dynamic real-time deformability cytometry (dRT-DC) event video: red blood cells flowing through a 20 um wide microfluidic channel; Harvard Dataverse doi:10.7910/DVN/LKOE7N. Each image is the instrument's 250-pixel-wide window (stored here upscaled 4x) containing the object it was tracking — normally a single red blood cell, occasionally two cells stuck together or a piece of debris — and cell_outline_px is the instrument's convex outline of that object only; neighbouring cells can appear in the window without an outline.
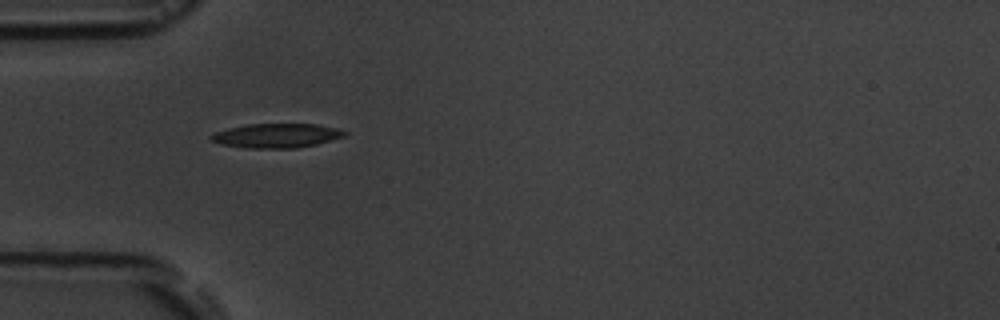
{"species": "common noctule bat (a hibernating species)", "species_latin": "Nyctalus noctula", "temperature_condition": "room temperature", "stored_images_in_passage": 6, "camera_frame_rate_fps": 3000, "um_per_image_px": 0.085, "animal": {"sex": "male", "body_mass_g": 19.5, "forearm_length_mm": 54.6}, "frame": {"image": 1, "passage_image": 1, "time_ms": 0.0, "image_size_px": [1000, 320], "cell_outline_px": [[348, 132], [344, 136], [316, 144], [296, 148], [244, 148], [220, 144], [212, 140], [208, 136], [216, 132], [228, 128], [248, 124], [316, 124], [340, 128]], "centroid_in_image_um": [23.51, 11.52], "position_along_channel_um": 61.5, "area_um2": 18.9}}
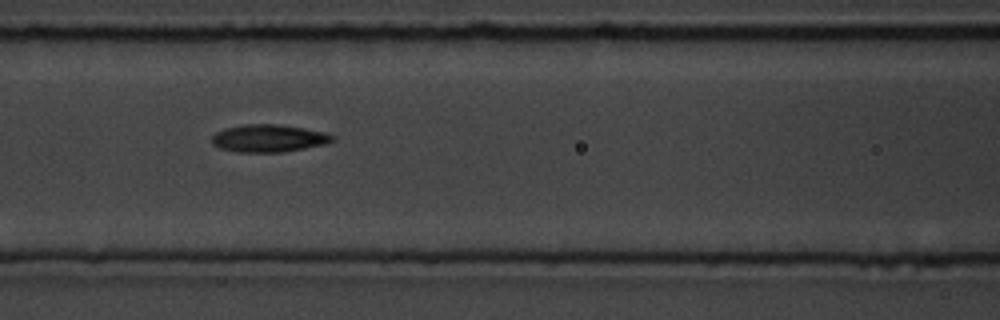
{"frame": {"image": 2, "passage_image": 3, "time_ms": 2.333, "image_size_px": [1000, 320], "cell_outline_px": [[336, 140], [324, 144], [304, 148], [280, 152], [236, 152], [220, 148], [212, 144], [212, 136], [216, 132], [224, 128], [244, 124], [280, 124], [304, 128], [324, 132], [336, 136]], "centroid_in_image_um": [22.83, 11.74], "position_along_channel_um": 143.8, "area_um2": 19.42}}
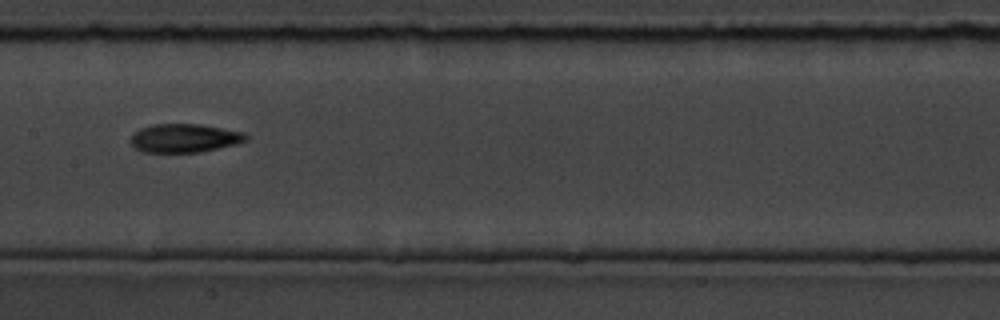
{"frame": {"image": 3, "passage_image": 4, "time_ms": 3.667, "image_size_px": [1000, 320], "cell_outline_px": [[248, 140], [236, 144], [200, 152], [144, 152], [136, 148], [128, 140], [132, 132], [140, 128], [152, 124], [200, 124], [244, 132], [248, 136]], "centroid_in_image_um": [15.65, 11.73], "position_along_channel_um": 191.8, "area_um2": 19.36}}